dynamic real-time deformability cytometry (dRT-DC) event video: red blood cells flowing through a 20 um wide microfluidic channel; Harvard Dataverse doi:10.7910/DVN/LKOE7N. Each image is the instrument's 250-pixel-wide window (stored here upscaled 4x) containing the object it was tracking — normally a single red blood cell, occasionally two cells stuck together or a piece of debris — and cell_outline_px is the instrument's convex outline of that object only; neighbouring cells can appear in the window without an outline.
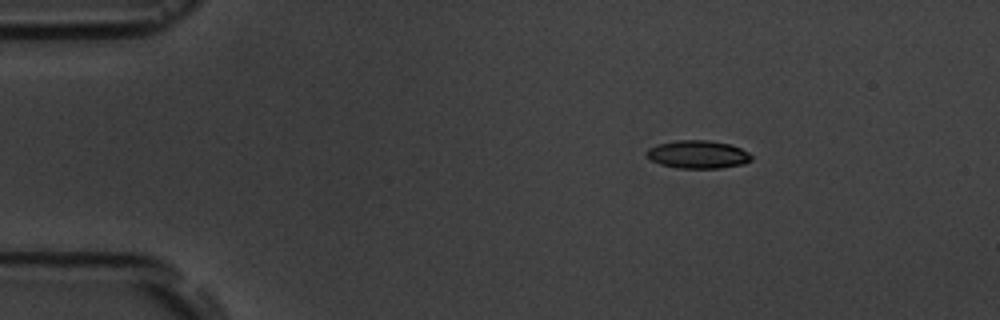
{"species": "common noctule bat (a hibernating species)", "species_latin": "Nyctalus noctula", "temperature_condition": "room temperature", "stored_images_in_passage": 6, "camera_frame_rate_fps": 3000, "um_per_image_px": 0.085, "animal": {"sex": "male", "body_mass_g": 19.5, "forearm_length_mm": 54.6}, "frame": {"image": 1, "passage_image": 2, "time_ms": 1.333, "image_size_px": [1000, 320], "cell_outline_px": [[752, 160], [744, 164], [720, 168], [676, 168], [660, 164], [652, 160], [644, 152], [648, 148], [656, 144], [676, 140], [708, 140], [732, 144], [748, 152], [752, 156]], "centroid_in_image_um": [59.32, 13.12], "position_along_channel_um": 25.7, "area_um2": 17.28}}
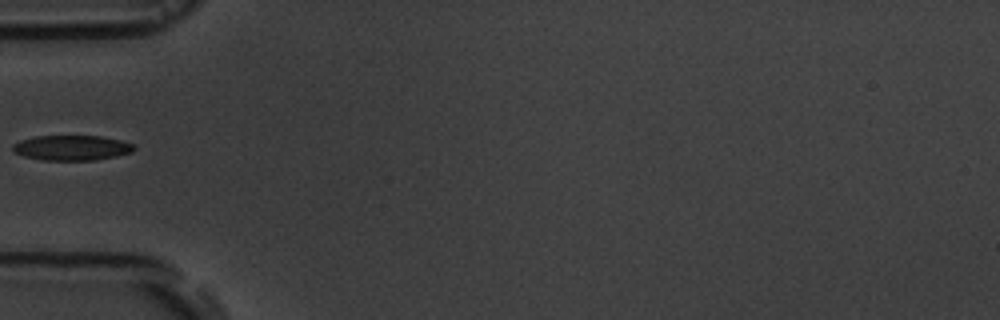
{"frame": {"image": 2, "passage_image": 5, "time_ms": 4.667, "image_size_px": [1000, 320], "cell_outline_px": [[136, 148], [132, 152], [116, 156], [96, 160], [44, 160], [24, 156], [12, 152], [12, 144], [20, 140], [36, 136], [100, 136], [120, 140], [136, 144]], "centroid_in_image_um": [6.11, 12.56], "position_along_channel_um": 78.9, "area_um2": 17.86}}
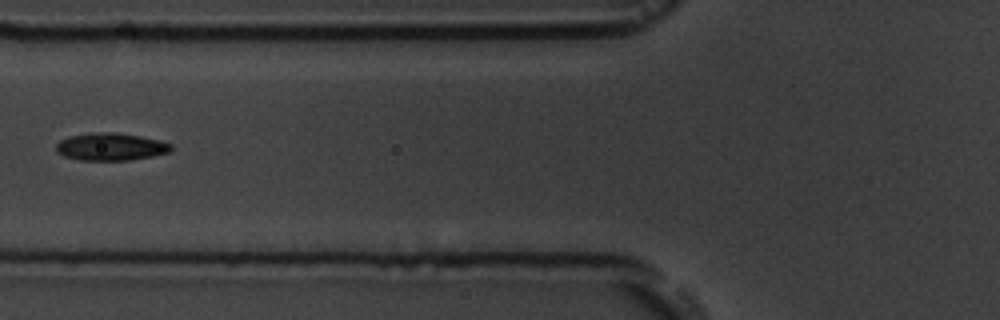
{"frame": {"image": 3, "passage_image": 6, "time_ms": 5.667, "image_size_px": [1000, 320], "cell_outline_px": [[172, 148], [168, 152], [152, 156], [132, 160], [80, 160], [64, 156], [56, 152], [56, 144], [60, 140], [68, 136], [92, 132], [116, 132], [140, 136], [160, 140], [172, 144]], "centroid_in_image_um": [9.39, 12.46], "position_along_channel_um": 116.4, "area_um2": 18.55}}